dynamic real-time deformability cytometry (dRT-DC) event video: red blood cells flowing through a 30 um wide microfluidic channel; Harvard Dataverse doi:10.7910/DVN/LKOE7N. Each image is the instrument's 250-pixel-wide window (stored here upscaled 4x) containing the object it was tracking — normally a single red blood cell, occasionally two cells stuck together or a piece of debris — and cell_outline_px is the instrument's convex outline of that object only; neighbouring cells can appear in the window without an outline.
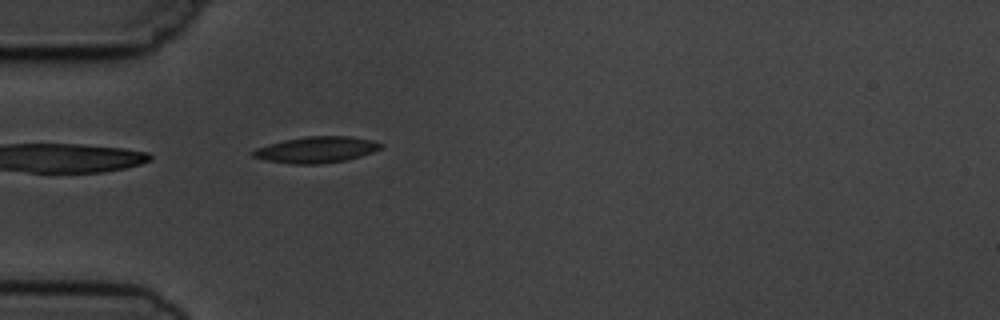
{"species": "common noctule bat (a hibernating species)", "species_latin": "Nyctalus noctula", "temperature_condition": "cold", "stored_images_in_passage": 2, "camera_frame_rate_fps": 3000, "um_per_image_px": 0.085, "animal": {"sex": "male", "body_mass_g": 19.5, "forearm_length_mm": 54.6}, "frame": {"image": 1, "passage_image": 2, "time_ms": 1.333, "image_size_px": [1000, 320], "cell_outline_px": [[384, 144], [380, 148], [372, 152], [360, 156], [344, 160], [320, 164], [292, 164], [264, 160], [252, 156], [252, 152], [256, 148], [268, 144], [284, 140], [304, 136], [348, 136], [372, 140]], "centroid_in_image_um": [26.86, 12.72], "position_along_channel_um": 58.1, "area_um2": 19.42}}